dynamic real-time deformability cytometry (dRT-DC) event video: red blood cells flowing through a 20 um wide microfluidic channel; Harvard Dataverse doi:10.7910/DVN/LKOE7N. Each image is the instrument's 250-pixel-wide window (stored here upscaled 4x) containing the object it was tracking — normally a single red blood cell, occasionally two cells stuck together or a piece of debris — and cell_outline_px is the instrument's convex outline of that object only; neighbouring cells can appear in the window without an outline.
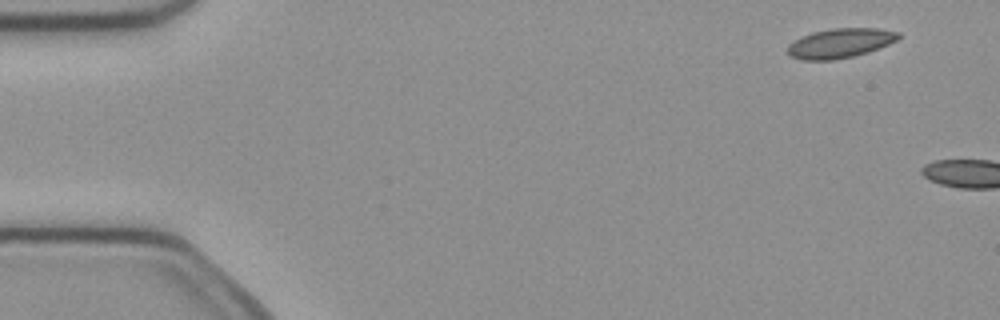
{"species": "common noctule bat (a hibernating species)", "species_latin": "Nyctalus noctula", "temperature_condition": "cold", "stored_images_in_passage": 2, "camera_frame_rate_fps": 3000, "um_per_image_px": 0.085, "animal": {"sex": "female", "body_mass_g": 21.9}, "frame": {"image": 1, "passage_image": 1, "time_ms": 0.0, "image_size_px": [1000, 320], "cell_outline_px": [[900, 36], [896, 40], [888, 44], [868, 52], [852, 56], [832, 60], [800, 60], [788, 56], [788, 44], [812, 32], [832, 28], [876, 28], [900, 32]], "centroid_in_image_um": [71.39, 3.67], "position_along_channel_um": 13.6, "area_um2": 18.96}}